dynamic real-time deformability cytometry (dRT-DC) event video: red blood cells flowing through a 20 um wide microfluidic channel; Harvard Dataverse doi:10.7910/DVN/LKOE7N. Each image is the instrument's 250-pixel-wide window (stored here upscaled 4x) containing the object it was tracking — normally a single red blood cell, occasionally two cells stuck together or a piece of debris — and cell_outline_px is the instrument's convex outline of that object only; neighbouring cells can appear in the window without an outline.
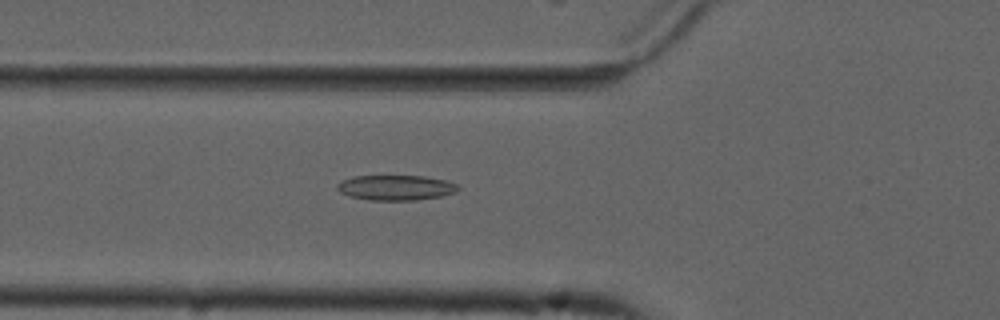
{"species": "common noctule bat (a hibernating species)", "species_latin": "Nyctalus noctula", "temperature_condition": "cold", "stored_images_in_passage": 54, "camera_frame_rate_fps": 3000, "um_per_image_px": 0.085, "animal": {"sex": "male", "forearm_length_mm": 52.5}, "frame": {"image": 1, "passage_image": 19, "time_ms": 6.0, "image_size_px": [1000, 320], "cell_outline_px": [[460, 188], [456, 192], [440, 196], [416, 200], [368, 200], [348, 196], [340, 192], [336, 188], [336, 184], [352, 176], [424, 176], [444, 180], [456, 184]], "centroid_in_image_um": [33.61, 15.95], "position_along_channel_um": 92.2, "area_um2": 17.69}}
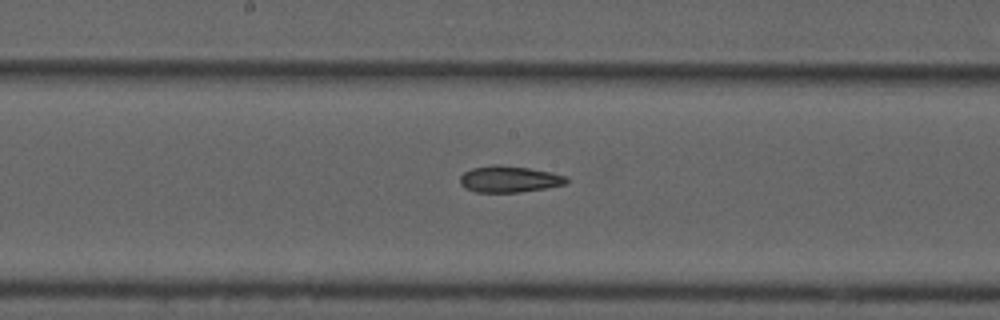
{"frame": {"image": 2, "passage_image": 28, "time_ms": 9.0, "image_size_px": [1000, 320], "cell_outline_px": [[568, 184], [520, 192], [476, 192], [464, 188], [460, 184], [460, 176], [464, 172], [472, 168], [492, 164], [500, 164], [528, 168], [552, 172], [568, 176]], "centroid_in_image_um": [43.29, 15.22], "position_along_channel_um": 204.9, "area_um2": 16.59}}
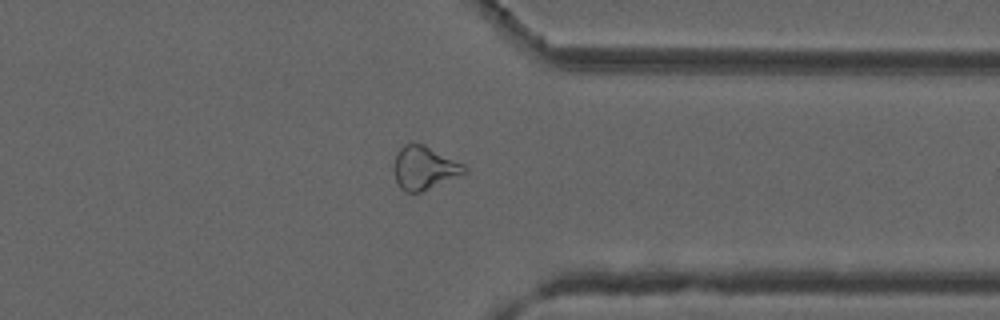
{"frame": {"image": 3, "passage_image": 42, "time_ms": 13.667, "image_size_px": [1000, 320], "cell_outline_px": [[468, 172], [420, 192], [404, 192], [400, 188], [396, 180], [392, 168], [396, 156], [400, 148], [404, 144], [424, 144], [464, 164], [468, 168]], "centroid_in_image_um": [36.06, 14.27], "position_along_channel_um": 375.3, "area_um2": 17.74}, "authors_computed_cell_mechanics": {"area_um2": 18.2648, "velocity_mm_per_s": 3.7325, "shape_relaxation_time_tau1_ms": null, "shape_relaxation_time_tau2_ms": 5.2948, "deformation_change_tau1": null, "deformation_change_tau2": 0.146}}